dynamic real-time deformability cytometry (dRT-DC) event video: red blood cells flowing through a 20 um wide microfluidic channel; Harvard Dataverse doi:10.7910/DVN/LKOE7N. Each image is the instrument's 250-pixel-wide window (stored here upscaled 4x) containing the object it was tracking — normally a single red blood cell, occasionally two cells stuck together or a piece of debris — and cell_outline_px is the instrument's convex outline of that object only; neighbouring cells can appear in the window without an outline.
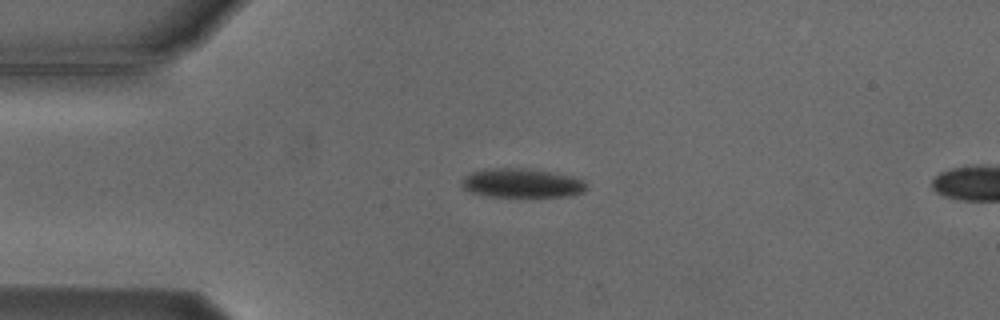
{"species": "Egyptian fruit bat (a non-hibernating species)", "species_latin": "Rousettus aegyptiacus", "temperature_condition": "cold", "stored_images_in_passage": 5, "camera_frame_rate_fps": 3000, "um_per_image_px": 0.085, "animal": {"sex": "male"}, "frame": {"image": 1, "passage_image": 3, "time_ms": 2.333, "image_size_px": [1000, 320], "cell_outline_px": [[588, 188], [584, 192], [568, 196], [484, 196], [460, 188], [460, 180], [472, 172], [488, 168], [524, 168], [556, 172], [572, 176], [584, 180]], "centroid_in_image_um": [44.35, 15.55], "position_along_channel_um": 40.6, "area_um2": 21.39}}